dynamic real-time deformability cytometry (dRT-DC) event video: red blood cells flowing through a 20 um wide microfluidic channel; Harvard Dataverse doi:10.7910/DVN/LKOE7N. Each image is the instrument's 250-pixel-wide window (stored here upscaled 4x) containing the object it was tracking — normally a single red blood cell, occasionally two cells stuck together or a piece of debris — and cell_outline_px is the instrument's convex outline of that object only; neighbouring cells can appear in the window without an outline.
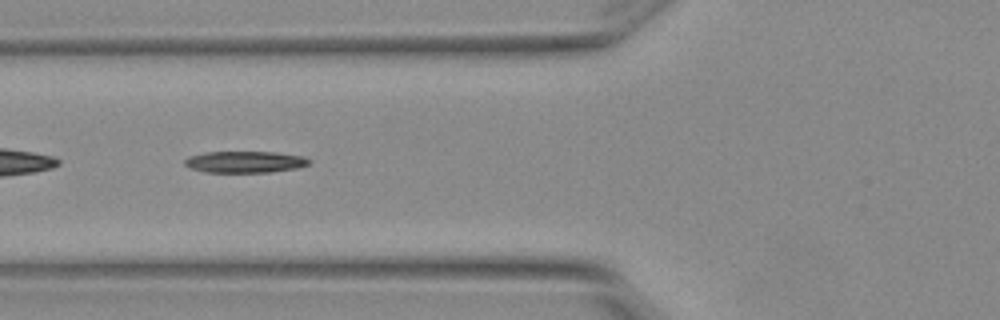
{"species": "Egyptian fruit bat (a non-hibernating species)", "species_latin": "Rousettus aegyptiacus", "temperature_condition": "warm", "stored_images_in_passage": 5, "camera_frame_rate_fps": 3000, "um_per_image_px": 0.085, "animal": {"sex": "female"}, "frame": {"image": 1, "passage_image": 4, "time_ms": 1.0, "image_size_px": [1000, 320], "cell_outline_px": [[312, 160], [308, 164], [296, 168], [268, 172], [204, 172], [192, 168], [184, 164], [184, 160], [188, 156], [204, 152], [276, 152], [304, 156]], "centroid_in_image_um": [20.82, 13.75], "position_along_channel_um": 105.0, "area_um2": 15.61}}
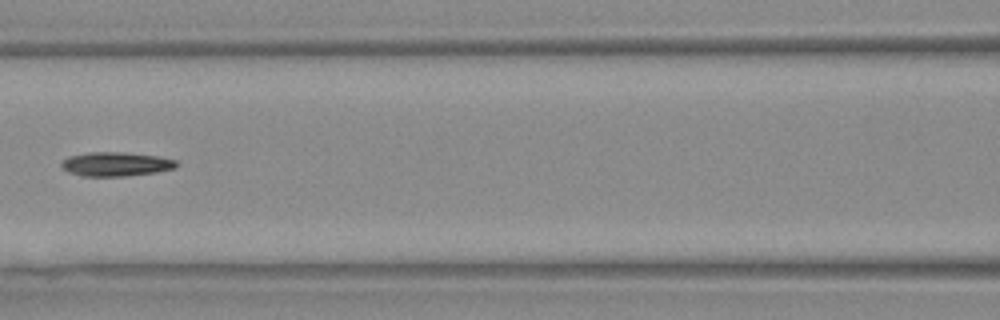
{"frame": {"image": 2, "passage_image": 5, "time_ms": 1.333, "image_size_px": [1000, 320], "cell_outline_px": [[180, 164], [176, 168], [156, 172], [124, 176], [84, 176], [68, 172], [60, 164], [68, 156], [88, 152], [120, 152], [156, 156], [176, 160]], "centroid_in_image_um": [9.87, 13.95], "position_along_channel_um": 156.7, "area_um2": 16.07}}